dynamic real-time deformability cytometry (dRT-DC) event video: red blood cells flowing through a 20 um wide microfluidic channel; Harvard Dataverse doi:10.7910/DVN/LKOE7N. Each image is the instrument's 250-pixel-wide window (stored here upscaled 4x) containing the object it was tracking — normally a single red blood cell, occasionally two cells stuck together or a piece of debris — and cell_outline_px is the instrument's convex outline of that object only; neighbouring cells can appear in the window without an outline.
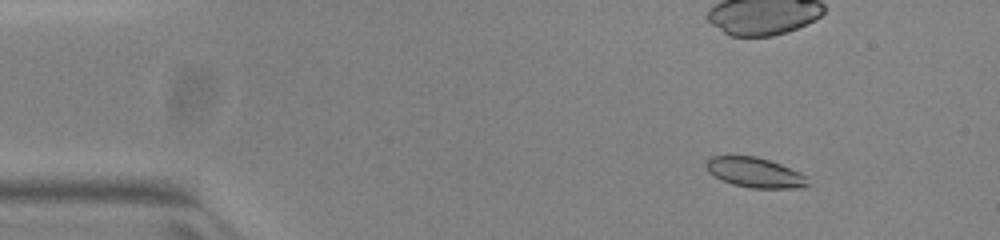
{"species": "common noctule bat (a hibernating species)", "species_latin": "Nyctalus noctula", "temperature_condition": "warm", "stored_images_in_passage": 36, "camera_frame_rate_fps": 3000, "um_per_image_px": 0.085, "animal": {"sex": "female", "body_mass_g": 23.0, "forearm_length_mm": 53.4}, "frame": {"image": 1, "passage_image": 2, "time_ms": 0.333, "image_size_px": [1000, 240], "cell_outline_px": [[808, 184], [800, 188], [752, 188], [732, 184], [708, 172], [704, 164], [708, 156], [756, 156], [780, 164], [800, 172], [804, 176]], "centroid_in_image_um": [64.11, 14.65], "position_along_channel_um": 20.9, "area_um2": 17.57}}